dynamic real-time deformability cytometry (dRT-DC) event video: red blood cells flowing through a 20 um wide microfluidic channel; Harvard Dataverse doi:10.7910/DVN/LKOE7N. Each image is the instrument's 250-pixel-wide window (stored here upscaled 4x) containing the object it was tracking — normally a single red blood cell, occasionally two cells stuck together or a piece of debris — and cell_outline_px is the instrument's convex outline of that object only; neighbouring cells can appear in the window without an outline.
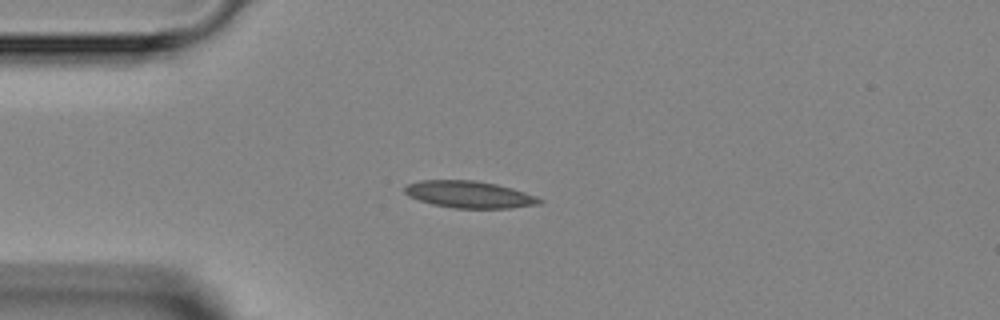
{"species": "Egyptian fruit bat (a non-hibernating species)", "species_latin": "Rousettus aegyptiacus", "temperature_condition": "room temperature", "stored_images_in_passage": 4, "camera_frame_rate_fps": 3000, "um_per_image_px": 0.085, "animal": {"sex": "female"}, "frame": {"image": 1, "passage_image": 3, "time_ms": 2.333, "image_size_px": [1000, 320], "cell_outline_px": [[544, 200], [540, 204], [512, 208], [456, 208], [432, 204], [408, 196], [404, 192], [404, 188], [408, 184], [420, 180], [476, 180], [496, 184], [512, 188], [536, 196]], "centroid_in_image_um": [39.9, 16.53], "position_along_channel_um": 45.1, "area_um2": 21.15}}